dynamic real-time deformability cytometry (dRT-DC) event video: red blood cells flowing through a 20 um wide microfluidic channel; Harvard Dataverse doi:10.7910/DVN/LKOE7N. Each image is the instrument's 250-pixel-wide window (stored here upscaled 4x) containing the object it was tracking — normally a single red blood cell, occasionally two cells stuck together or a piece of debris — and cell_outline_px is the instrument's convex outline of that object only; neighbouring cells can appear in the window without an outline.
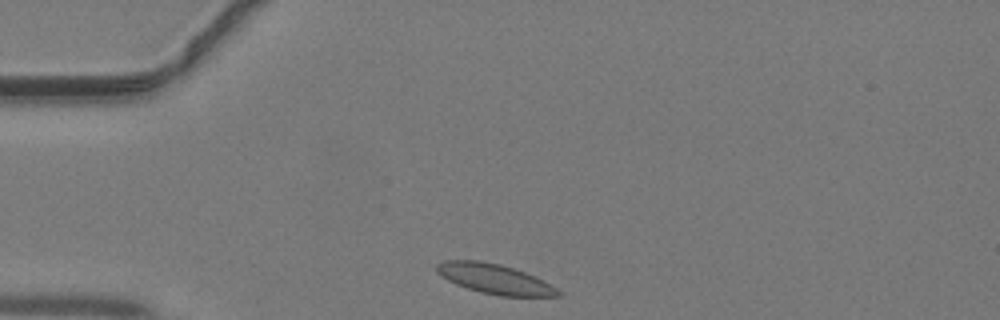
{"species": "common noctule bat (a hibernating species)", "species_latin": "Nyctalus noctula", "temperature_condition": "warm", "stored_images_in_passage": 34, "camera_frame_rate_fps": 3000, "um_per_image_px": 0.085, "animal": {"sex": "male", "body_mass_g": 19.2, "forearm_length_mm": 51.8}, "frame": {"image": 1, "passage_image": 1, "time_ms": 0.0, "image_size_px": [1000, 320], "cell_outline_px": [[560, 296], [500, 296], [480, 292], [456, 284], [448, 280], [436, 272], [436, 264], [444, 260], [480, 260], [500, 264], [524, 272], [556, 288], [560, 292]], "centroid_in_image_um": [41.97, 23.7], "position_along_channel_um": 43.0, "area_um2": 20.75}}
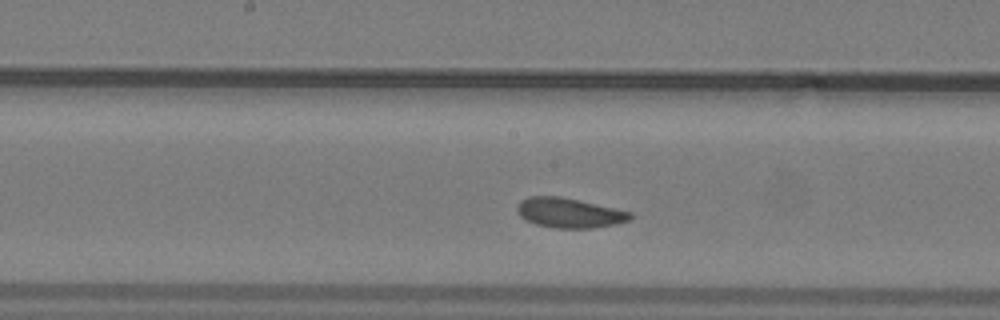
{"frame": {"image": 2, "passage_image": 13, "time_ms": 4.0, "image_size_px": [1000, 320], "cell_outline_px": [[632, 216], [628, 220], [616, 224], [592, 228], [552, 228], [536, 224], [524, 220], [516, 212], [516, 208], [520, 200], [528, 196], [560, 196], [580, 200], [632, 212]], "centroid_in_image_um": [48.34, 18.09], "position_along_channel_um": 199.9, "area_um2": 19.83}}
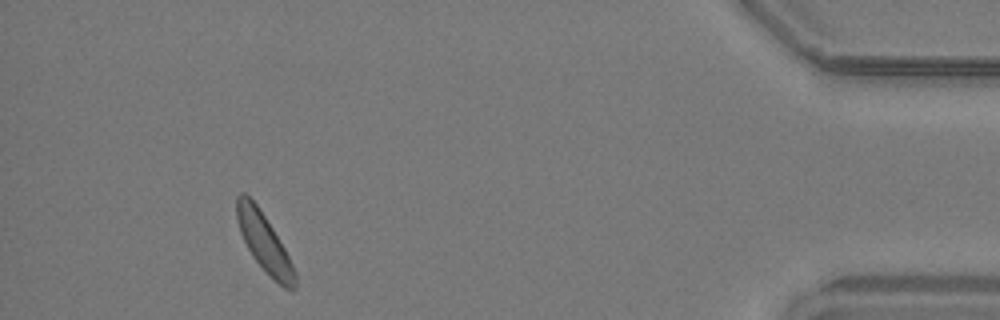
{"frame": {"image": 3, "passage_image": 31, "time_ms": 10.0, "image_size_px": [1000, 320], "cell_outline_px": [[296, 288], [292, 292], [284, 288], [252, 256], [240, 232], [236, 220], [236, 196], [240, 192], [244, 192], [256, 204], [272, 228], [284, 248], [296, 272]], "centroid_in_image_um": [22.45, 20.6], "position_along_channel_um": 412.8, "area_um2": 19.25}}